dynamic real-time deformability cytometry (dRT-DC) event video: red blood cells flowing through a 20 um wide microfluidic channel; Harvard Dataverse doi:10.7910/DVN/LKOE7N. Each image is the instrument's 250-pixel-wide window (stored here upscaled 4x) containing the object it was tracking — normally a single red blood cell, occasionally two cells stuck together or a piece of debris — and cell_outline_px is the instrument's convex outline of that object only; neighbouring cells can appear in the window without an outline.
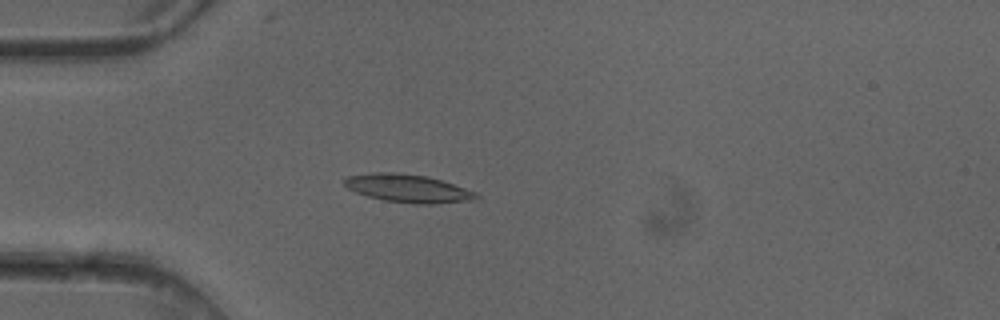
{"species": "common noctule bat (a hibernating species)", "species_latin": "Nyctalus noctula", "temperature_condition": "cold", "stored_images_in_passage": 3, "camera_frame_rate_fps": 3000, "um_per_image_px": 0.085, "animal": {"sex": "female"}, "frame": {"image": 1, "passage_image": 3, "time_ms": 0.667, "image_size_px": [1000, 320], "cell_outline_px": [[480, 196], [476, 200], [436, 204], [412, 204], [384, 200], [368, 196], [356, 192], [348, 188], [344, 184], [344, 180], [348, 176], [372, 172], [396, 172], [428, 176], [476, 192]], "centroid_in_image_um": [34.69, 16.02], "position_along_channel_um": 50.3, "area_um2": 21.62}}